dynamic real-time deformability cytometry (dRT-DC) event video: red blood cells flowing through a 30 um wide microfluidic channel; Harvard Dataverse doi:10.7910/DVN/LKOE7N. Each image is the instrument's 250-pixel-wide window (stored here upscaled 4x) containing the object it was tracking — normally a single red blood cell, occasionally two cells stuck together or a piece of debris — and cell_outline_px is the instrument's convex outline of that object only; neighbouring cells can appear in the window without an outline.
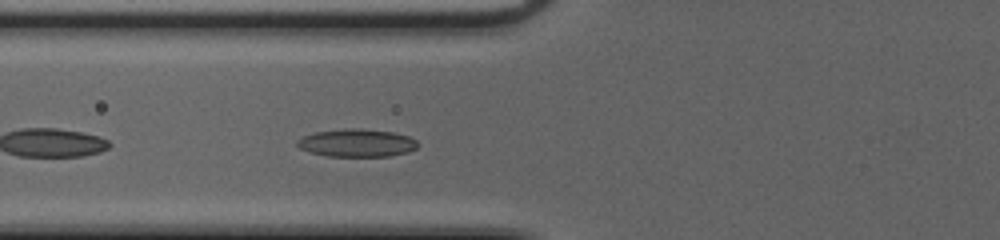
{"species": "common noctule bat (a hibernating species)", "species_latin": "Nyctalus noctula", "temperature_condition": "cold", "stored_images_in_passage": 30, "camera_frame_rate_fps": 3000, "um_per_image_px": 0.085, "animal": {"sex": "female", "body_mass_g": 20.0, "forearm_length_mm": 54.0}, "frame": {"image": 1, "passage_image": 5, "time_ms": 1.333, "image_size_px": [1000, 240], "cell_outline_px": [[420, 144], [416, 148], [408, 152], [388, 156], [328, 156], [312, 152], [300, 148], [296, 144], [296, 140], [304, 136], [316, 132], [344, 128], [364, 128], [392, 132], [408, 136], [416, 140]], "centroid_in_image_um": [30.35, 12.14], "position_along_channel_um": 95.4, "area_um2": 19.54}}
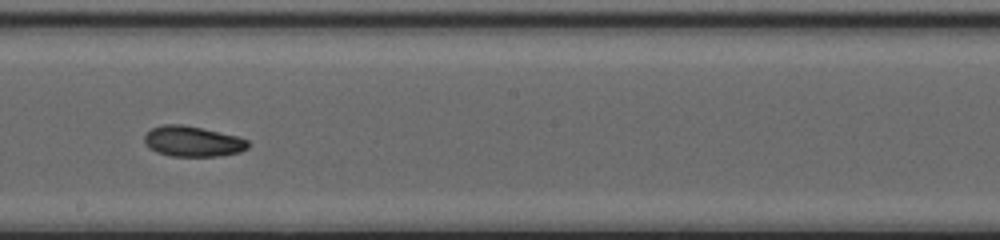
{"frame": {"image": 2, "passage_image": 15, "time_ms": 4.667, "image_size_px": [1000, 240], "cell_outline_px": [[248, 148], [240, 152], [216, 156], [172, 156], [156, 152], [148, 148], [144, 140], [144, 136], [152, 128], [164, 124], [184, 124], [236, 136], [248, 140]], "centroid_in_image_um": [16.35, 12.02], "position_along_channel_um": 231.8, "area_um2": 18.32}}
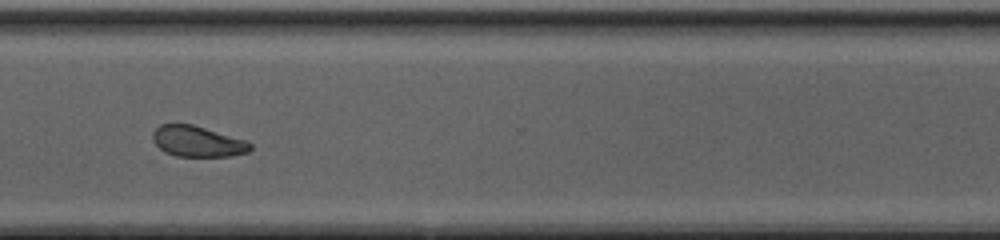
{"frame": {"image": 3, "passage_image": 24, "time_ms": 7.667, "image_size_px": [1000, 240], "cell_outline_px": [[252, 148], [248, 152], [232, 156], [176, 156], [164, 152], [152, 140], [152, 132], [160, 124], [192, 124], [248, 140], [252, 144]], "centroid_in_image_um": [16.81, 12.02], "position_along_channel_um": 353.8, "area_um2": 17.69}, "authors_computed_cell_mechanics": {"area_um2": 18.5538, "velocity_mm_per_s": 4.0688, "shape_relaxation_time_tau1_ms": 4.8563, "shape_relaxation_time_tau2_ms": 4.1926, "deformation_change_tau1": 0.1134, "deformation_change_tau2": 0.0921}}